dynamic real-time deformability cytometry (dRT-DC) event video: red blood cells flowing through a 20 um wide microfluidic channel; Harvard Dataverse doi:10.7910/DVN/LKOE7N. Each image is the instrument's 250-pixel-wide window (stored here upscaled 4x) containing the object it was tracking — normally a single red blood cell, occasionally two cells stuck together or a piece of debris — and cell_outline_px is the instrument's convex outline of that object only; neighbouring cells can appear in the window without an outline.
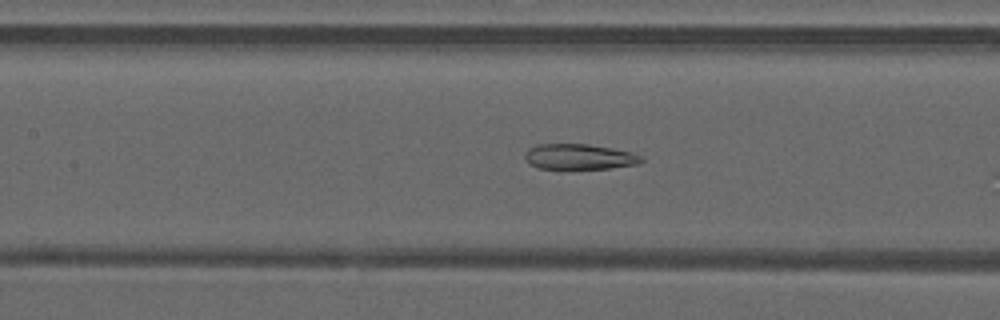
{"species": "common noctule bat (a hibernating species)", "species_latin": "Nyctalus noctula", "temperature_condition": "warm", "stored_images_in_passage": 32, "camera_frame_rate_fps": 3000, "um_per_image_px": 0.085, "animal": {"sex": "male", "forearm_length_mm": 52.5}, "frame": {"image": 1, "passage_image": 10, "time_ms": 3.0, "image_size_px": [1000, 320], "cell_outline_px": [[644, 160], [636, 164], [612, 168], [540, 168], [528, 164], [524, 160], [524, 152], [528, 148], [536, 144], [588, 144], [628, 152], [644, 156]], "centroid_in_image_um": [49.17, 13.32], "position_along_channel_um": 158.2, "area_um2": 17.17}}
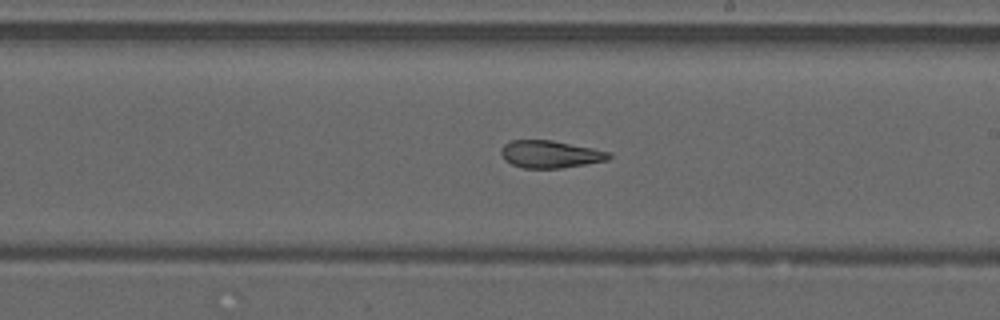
{"frame": {"image": 2, "passage_image": 16, "time_ms": 5.0, "image_size_px": [1000, 320], "cell_outline_px": [[612, 156], [608, 160], [560, 168], [524, 168], [512, 164], [504, 160], [500, 152], [504, 144], [512, 140], [552, 140], [612, 152]], "centroid_in_image_um": [46.77, 13.1], "position_along_channel_um": 242.2, "area_um2": 17.17}}
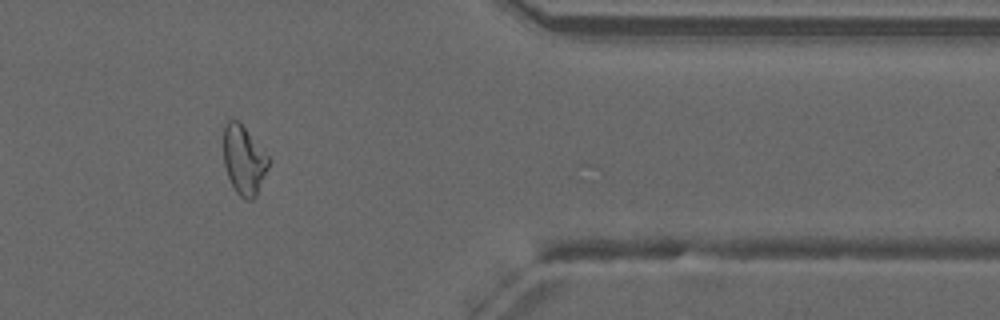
{"frame": {"image": 3, "passage_image": 28, "time_ms": 9.0, "image_size_px": [1000, 320], "cell_outline_px": [[272, 160], [256, 196], [252, 200], [244, 200], [236, 192], [228, 176], [224, 164], [224, 124], [228, 120], [236, 120], [244, 128]], "centroid_in_image_um": [20.75, 13.64], "position_along_channel_um": 390.7, "area_um2": 17.98}, "authors_computed_cell_mechanics": {"area_um2": 17.8602, "velocity_mm_per_s": 4.2197, "shape_relaxation_time_tau1_ms": null, "shape_relaxation_time_tau2_ms": 3.5259, "deformation_change_tau1": null, "deformation_change_tau2": 0.1126}}